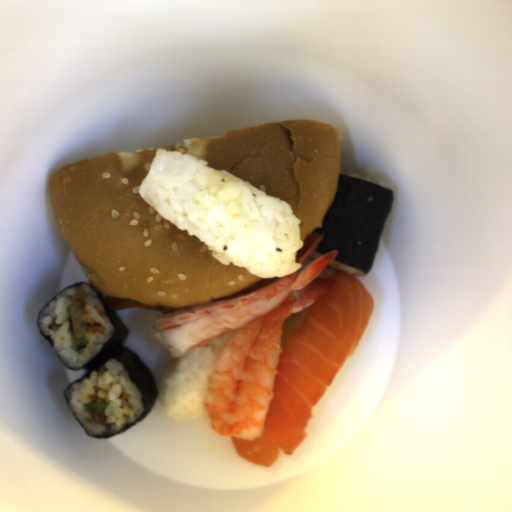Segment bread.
I'll use <instances>...</instances> for the list:
<instances>
[{
  "label": "bread",
  "instance_id": "bread-1",
  "mask_svg": "<svg viewBox=\"0 0 512 512\" xmlns=\"http://www.w3.org/2000/svg\"><path fill=\"white\" fill-rule=\"evenodd\" d=\"M159 148L205 160L291 206L303 242L323 230L341 176L339 131L293 120L170 146L70 162L48 178L52 214L87 283L105 296L182 310L223 300L265 278L223 264L195 234L160 216L139 189Z\"/></svg>",
  "mask_w": 512,
  "mask_h": 512
}]
</instances>
